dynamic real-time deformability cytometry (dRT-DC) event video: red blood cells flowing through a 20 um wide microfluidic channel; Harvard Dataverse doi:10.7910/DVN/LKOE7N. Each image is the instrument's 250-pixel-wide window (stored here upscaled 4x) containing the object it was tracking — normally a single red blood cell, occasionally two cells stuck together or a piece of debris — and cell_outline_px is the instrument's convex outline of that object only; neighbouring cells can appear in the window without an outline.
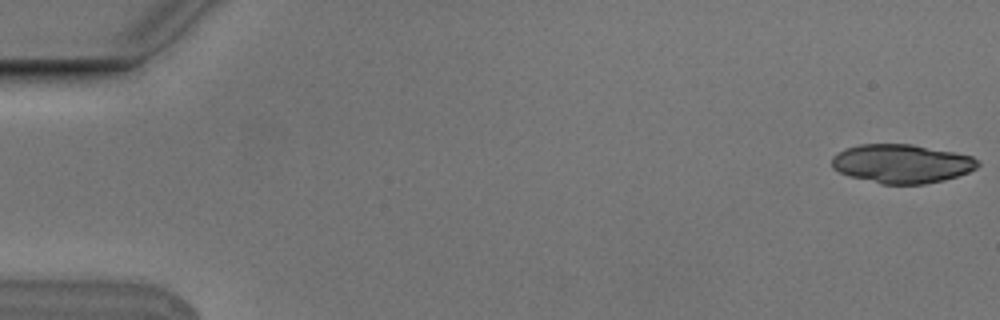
{"species": "Egyptian fruit bat (a non-hibernating species)", "species_latin": "Rousettus aegyptiacus", "temperature_condition": "cold", "stored_images_in_passage": 4, "camera_frame_rate_fps": 3000, "um_per_image_px": 0.085, "animal": {"sex": "male"}, "frame": {"image": 1, "passage_image": 1, "time_ms": 0.0, "image_size_px": [1000, 320], "cell_outline_px": [[980, 164], [976, 168], [968, 172], [944, 180], [924, 184], [880, 184], [848, 176], [832, 168], [832, 156], [836, 152], [844, 148], [860, 144], [912, 144], [972, 156]], "centroid_in_image_um": [76.59, 13.91], "position_along_channel_um": 8.4, "area_um2": 33.06}}